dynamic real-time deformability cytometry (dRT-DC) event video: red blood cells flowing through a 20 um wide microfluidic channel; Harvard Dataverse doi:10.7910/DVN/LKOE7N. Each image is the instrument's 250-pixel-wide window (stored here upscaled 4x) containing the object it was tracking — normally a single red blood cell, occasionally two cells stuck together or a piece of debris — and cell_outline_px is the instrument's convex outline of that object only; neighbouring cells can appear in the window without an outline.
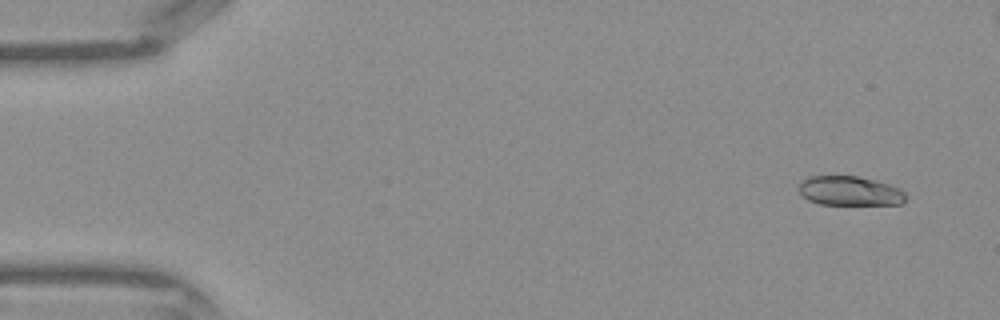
{"species": "Egyptian fruit bat (a non-hibernating species)", "species_latin": "Rousettus aegyptiacus", "temperature_condition": "warm", "stored_images_in_passage": 43, "segment_of_instrument_passage": [1, 2], "camera_frame_rate_fps": 3000, "um_per_image_px": 0.085, "frame": {"image": 1, "passage_image": 2, "time_ms": 0.333, "image_size_px": [1000, 320], "cell_outline_px": [[908, 196], [900, 204], [820, 204], [808, 200], [800, 192], [800, 180], [808, 176], [856, 176], [876, 180], [900, 188]], "centroid_in_image_um": [72.24, 16.22], "position_along_channel_um": 12.8, "area_um2": 18.26}}
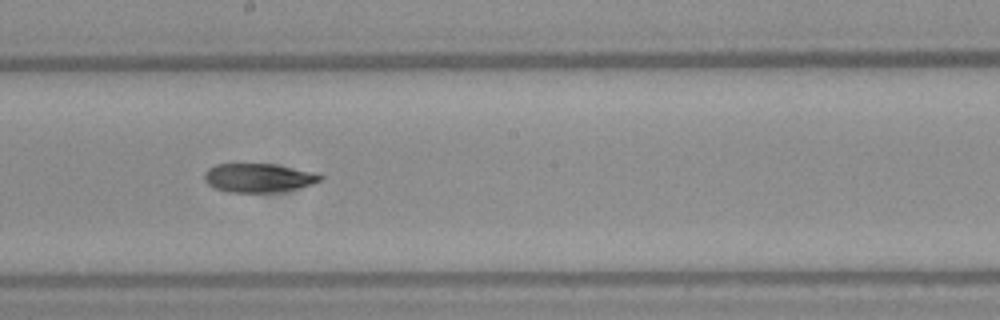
{"frame": {"image": 2, "passage_image": 23, "time_ms": 7.333, "image_size_px": [1000, 320], "cell_outline_px": [[324, 180], [312, 184], [296, 188], [276, 192], [228, 192], [216, 188], [208, 184], [204, 180], [204, 172], [208, 168], [216, 164], [272, 164], [320, 172], [324, 176]], "centroid_in_image_um": [22.02, 15.1], "position_along_channel_um": 226.2, "area_um2": 19.65}}
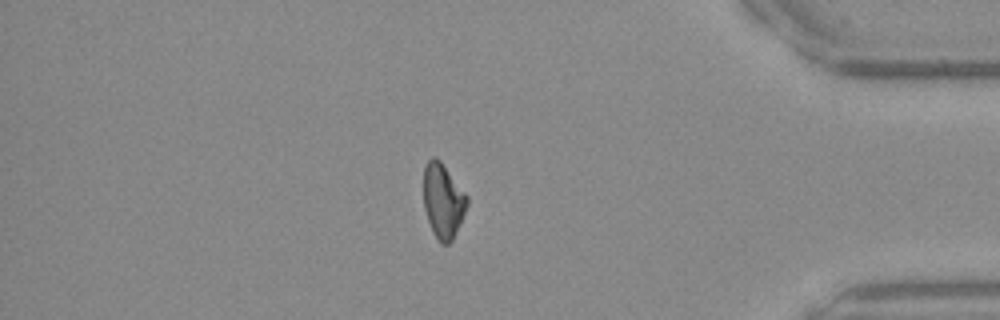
{"frame": {"image": 3, "passage_image": 36, "time_ms": 11.667, "image_size_px": [1000, 320], "cell_outline_px": [[468, 204], [456, 232], [452, 240], [448, 244], [440, 244], [432, 232], [424, 208], [424, 168], [428, 160], [432, 156], [436, 156], [440, 160], [468, 196]], "centroid_in_image_um": [37.65, 17.07], "position_along_channel_um": 397.5, "area_um2": 18.9}}